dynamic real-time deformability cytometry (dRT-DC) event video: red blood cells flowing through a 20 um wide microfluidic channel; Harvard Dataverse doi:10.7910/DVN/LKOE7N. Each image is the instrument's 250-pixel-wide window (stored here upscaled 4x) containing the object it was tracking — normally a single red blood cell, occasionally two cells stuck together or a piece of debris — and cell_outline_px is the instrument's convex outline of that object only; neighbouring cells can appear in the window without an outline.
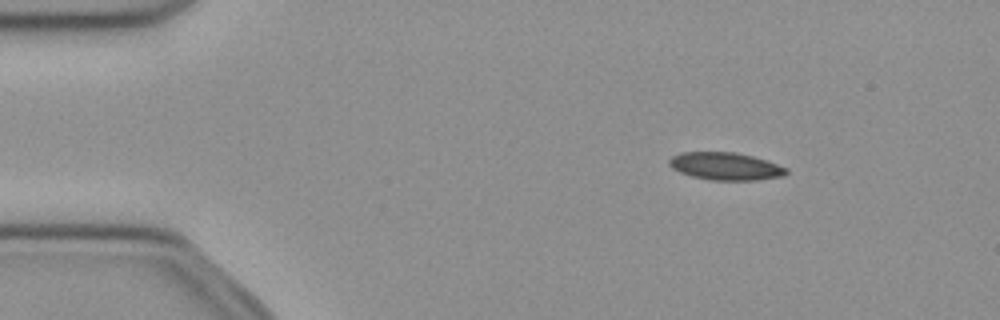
{"species": "common noctule bat (a hibernating species)", "species_latin": "Nyctalus noctula", "temperature_condition": "cold", "stored_images_in_passage": 45, "camera_frame_rate_fps": 3000, "um_per_image_px": 0.085, "animal": {"sex": "female", "body_mass_g": 21.9}, "frame": {"image": 1, "passage_image": 1, "time_ms": 0.0, "image_size_px": [1000, 320], "cell_outline_px": [[788, 172], [784, 176], [756, 180], [712, 180], [692, 176], [680, 172], [672, 168], [668, 164], [668, 160], [672, 156], [680, 152], [736, 152], [752, 156], [788, 168]], "centroid_in_image_um": [61.65, 14.13], "position_along_channel_um": 23.4, "area_um2": 18.79}}
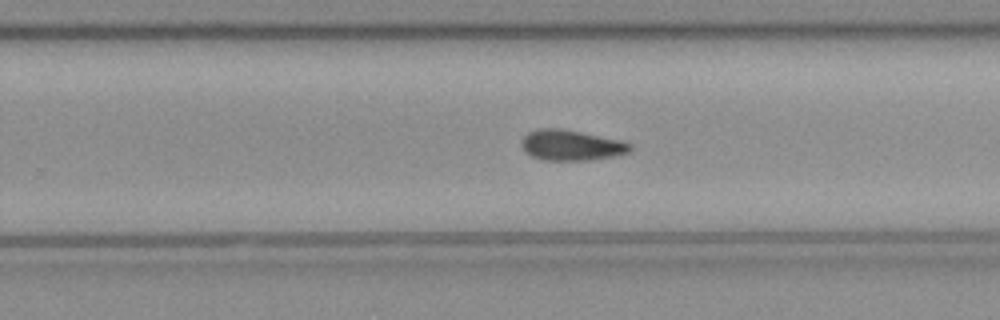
{"frame": {"image": 2, "passage_image": 26, "time_ms": 8.333, "image_size_px": [1000, 320], "cell_outline_px": [[632, 148], [628, 152], [616, 156], [592, 160], [544, 160], [532, 156], [524, 152], [520, 144], [520, 140], [528, 132], [536, 128], [560, 128], [624, 140], [632, 144]], "centroid_in_image_um": [48.55, 12.34], "position_along_channel_um": 281.3, "area_um2": 19.71}}
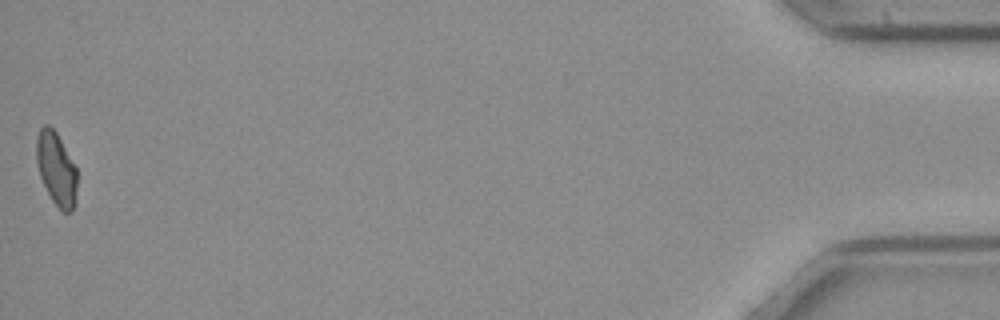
{"frame": {"image": 3, "passage_image": 45, "time_ms": 14.667, "image_size_px": [1000, 320], "cell_outline_px": [[76, 204], [68, 212], [64, 212], [52, 200], [40, 176], [36, 160], [36, 140], [40, 128], [44, 124], [48, 124], [56, 132], [76, 168]], "centroid_in_image_um": [4.77, 14.33], "position_along_channel_um": 430.4, "area_um2": 16.99}}